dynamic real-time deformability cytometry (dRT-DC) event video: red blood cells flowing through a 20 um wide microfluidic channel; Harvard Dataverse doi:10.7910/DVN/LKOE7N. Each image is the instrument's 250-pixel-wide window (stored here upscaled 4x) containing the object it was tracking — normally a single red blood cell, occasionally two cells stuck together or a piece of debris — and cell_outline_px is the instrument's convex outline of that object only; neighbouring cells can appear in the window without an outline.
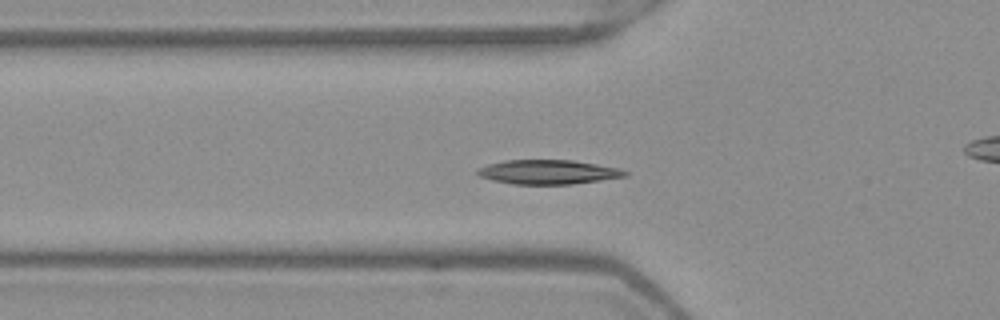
{"species": "Egyptian fruit bat (a non-hibernating species)", "species_latin": "Rousettus aegyptiacus", "temperature_condition": "warm", "stored_images_in_passage": 34, "camera_frame_rate_fps": 3000, "um_per_image_px": 0.085, "frame": {"image": 1, "passage_image": 11, "time_ms": 3.333, "image_size_px": [1000, 320], "cell_outline_px": [[628, 176], [572, 184], [512, 184], [492, 180], [480, 176], [476, 172], [476, 168], [488, 164], [504, 160], [572, 160], [620, 168], [628, 172]], "centroid_in_image_um": [46.58, 14.62], "position_along_channel_um": 79.2, "area_um2": 20.92}}
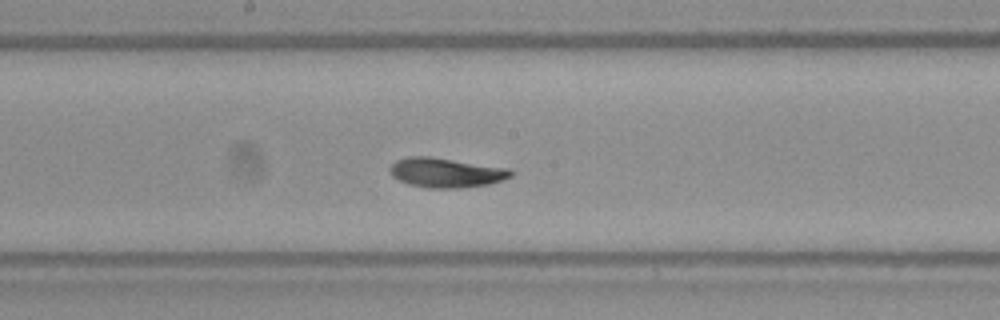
{"frame": {"image": 2, "passage_image": 21, "time_ms": 6.667, "image_size_px": [1000, 320], "cell_outline_px": [[512, 176], [504, 180], [488, 184], [460, 188], [428, 188], [408, 184], [392, 176], [388, 168], [396, 160], [408, 156], [428, 156], [508, 168], [512, 172]], "centroid_in_image_um": [37.88, 14.67], "position_along_channel_um": 210.3, "area_um2": 20.81}}
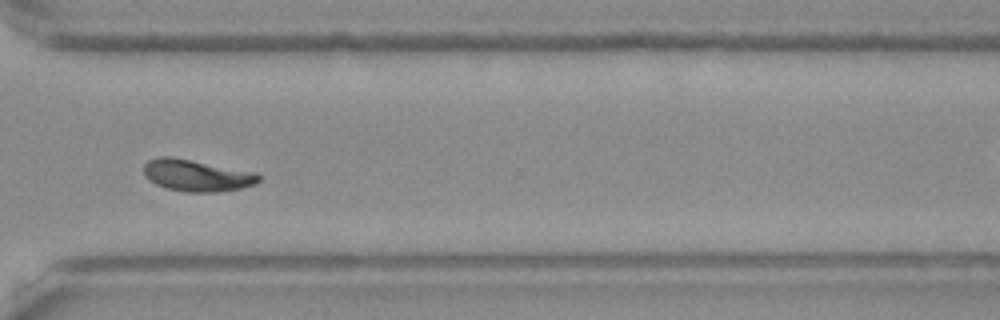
{"frame": {"image": 3, "passage_image": 32, "time_ms": 10.333, "image_size_px": [1000, 320], "cell_outline_px": [[260, 180], [256, 184], [240, 188], [216, 192], [184, 192], [164, 188], [148, 180], [144, 172], [144, 164], [148, 160], [156, 156], [172, 156], [256, 172], [260, 176]], "centroid_in_image_um": [16.7, 14.9], "position_along_channel_um": 353.9, "area_um2": 21.5}, "authors_computed_cell_mechanics": {"area_um2": 20.2011, "velocity_mm_per_s": 3.913, "shape_relaxation_time_tau1_ms": 2.943, "shape_relaxation_time_tau2_ms": 2.2597, "deformation_change_tau1": 0.1381, "deformation_change_tau2": 0.0794}}